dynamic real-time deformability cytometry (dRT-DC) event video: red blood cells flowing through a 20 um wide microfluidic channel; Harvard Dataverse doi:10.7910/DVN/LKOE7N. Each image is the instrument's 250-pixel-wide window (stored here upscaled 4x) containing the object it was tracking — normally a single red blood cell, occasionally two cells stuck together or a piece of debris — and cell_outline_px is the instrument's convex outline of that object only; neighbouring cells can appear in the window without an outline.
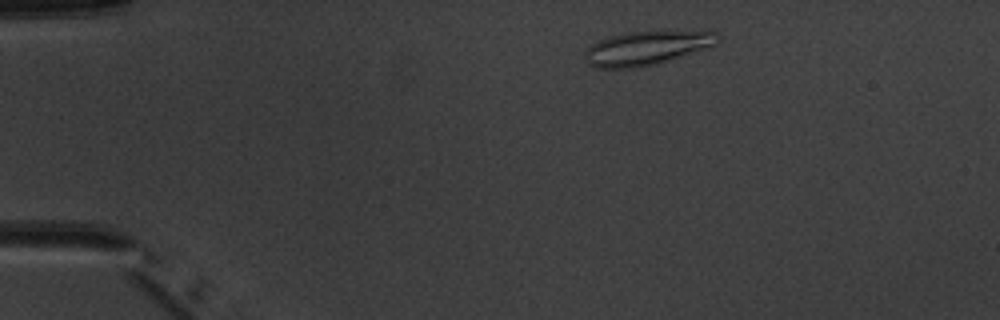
{"species": "common noctule bat (a hibernating species)", "species_latin": "Nyctalus noctula", "temperature_condition": "warm", "stored_images_in_passage": 5, "camera_frame_rate_fps": 3000, "um_per_image_px": 0.085, "animal": {"sex": "male", "body_mass_g": 20.1, "forearm_length_mm": 53.5}, "frame": {"image": 1, "passage_image": 1, "time_ms": 0.0, "image_size_px": [1000, 320], "cell_outline_px": [[720, 40], [716, 44], [708, 48], [652, 64], [636, 68], [596, 68], [588, 64], [584, 56], [584, 48], [596, 40], [608, 36], [624, 32], [716, 32], [720, 36]], "centroid_in_image_um": [54.86, 4.08], "position_along_channel_um": 30.1, "area_um2": 26.07}}
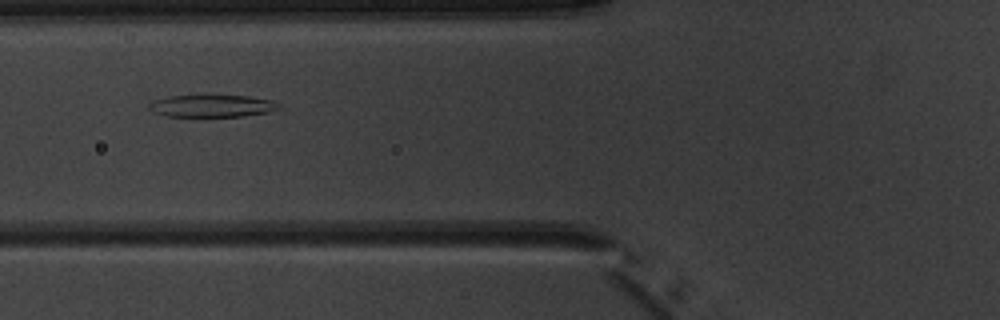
{"frame": {"image": 2, "passage_image": 4, "time_ms": 3.667, "image_size_px": [1000, 320], "cell_outline_px": [[284, 108], [268, 112], [244, 116], [164, 116], [152, 112], [148, 108], [148, 104], [156, 100], [168, 96], [248, 96], [272, 100], [280, 104]], "centroid_in_image_um": [18.05, 9.01], "position_along_channel_um": 107.7, "area_um2": 16.76}}
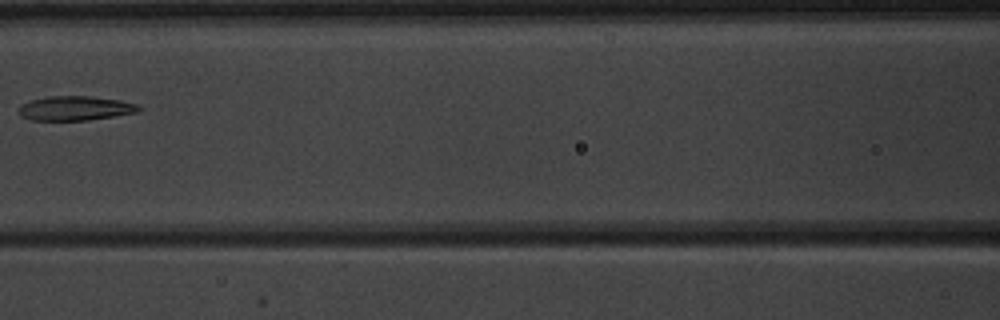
{"frame": {"image": 3, "passage_image": 5, "time_ms": 5.0, "image_size_px": [1000, 320], "cell_outline_px": [[140, 112], [88, 120], [32, 120], [20, 116], [16, 112], [24, 104], [32, 100], [48, 96], [92, 96], [120, 100], [136, 104], [140, 108]], "centroid_in_image_um": [6.4, 9.2], "position_along_channel_um": 160.2, "area_um2": 16.99}}